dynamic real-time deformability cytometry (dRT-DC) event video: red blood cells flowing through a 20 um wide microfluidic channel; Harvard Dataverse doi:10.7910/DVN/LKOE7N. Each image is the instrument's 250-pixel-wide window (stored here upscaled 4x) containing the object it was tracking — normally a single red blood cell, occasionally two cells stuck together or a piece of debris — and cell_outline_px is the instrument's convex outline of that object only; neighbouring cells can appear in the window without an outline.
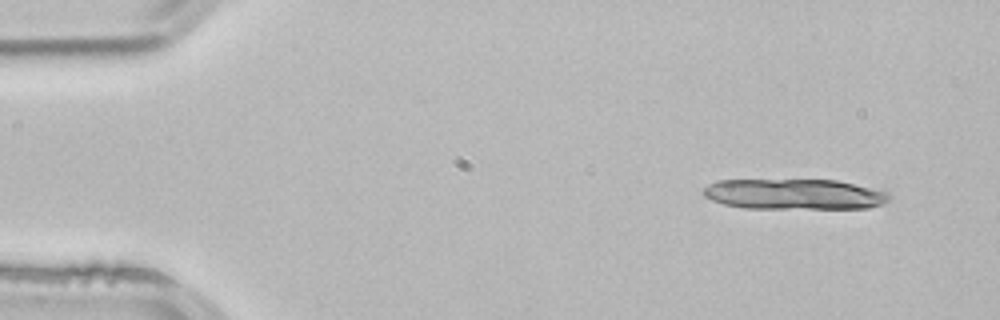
{"species": "common noctule bat (a hibernating species)", "species_latin": "Nyctalus noctula", "temperature_condition": "room temperature", "stored_images_in_passage": 3, "camera_frame_rate_fps": 3000, "um_per_image_px": 0.085, "animal": {"sex": "male", "body_mass_g": 21.5, "forearm_length_mm": 52.0}, "frame": {"image": 1, "passage_image": 1, "time_ms": 0.0, "image_size_px": [1000, 320], "cell_outline_px": [[892, 200], [884, 204], [868, 208], [744, 208], [724, 204], [712, 200], [704, 196], [700, 192], [708, 184], [716, 180], [836, 180], [888, 192], [892, 196]], "centroid_in_image_um": [67.52, 16.51], "position_along_channel_um": 17.5, "area_um2": 33.23}}